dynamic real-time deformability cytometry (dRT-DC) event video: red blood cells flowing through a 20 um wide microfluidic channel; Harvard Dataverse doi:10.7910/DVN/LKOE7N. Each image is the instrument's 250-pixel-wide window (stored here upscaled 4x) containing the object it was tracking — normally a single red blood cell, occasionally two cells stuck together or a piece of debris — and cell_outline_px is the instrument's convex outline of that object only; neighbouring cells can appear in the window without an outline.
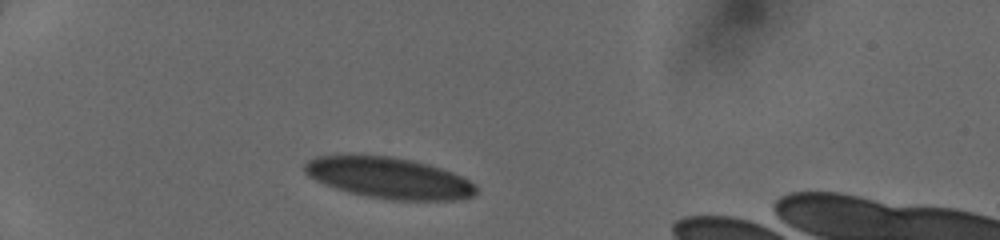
{"species": "human", "species_latin": "Homo sapiens", "temperature_condition": "cold", "stored_images_in_passage": 31, "camera_frame_rate_fps": 3000, "um_per_image_px": 0.085, "donor": {"sex": "female"}, "frame": {"image": 1, "passage_image": 1, "time_ms": 0.0, "image_size_px": [1000, 240], "cell_outline_px": [[476, 192], [472, 196], [460, 200], [392, 200], [368, 196], [348, 192], [336, 188], [316, 180], [308, 176], [304, 172], [304, 164], [308, 160], [316, 156], [392, 156], [412, 160], [428, 164], [452, 172], [476, 184]], "centroid_in_image_um": [33.08, 15.13], "position_along_channel_um": 51.9, "area_um2": 40.75}}
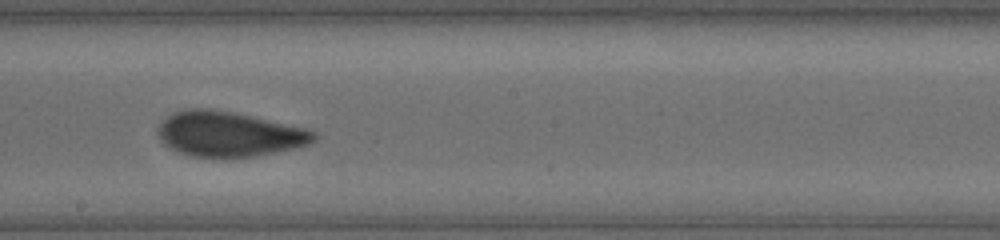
{"frame": {"image": 2, "passage_image": 16, "time_ms": 5.0, "image_size_px": [1000, 240], "cell_outline_px": [[316, 140], [308, 144], [296, 148], [256, 156], [192, 156], [180, 152], [164, 144], [160, 140], [156, 132], [156, 128], [172, 112], [188, 108], [212, 108], [252, 116], [308, 128], [316, 132]], "centroid_in_image_um": [19.47, 11.37], "position_along_channel_um": 228.7, "area_um2": 40.86}}
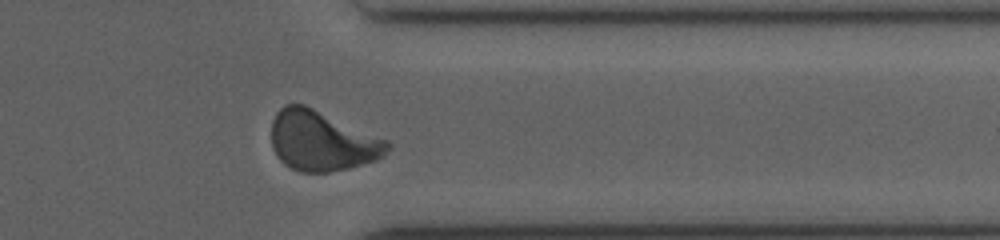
{"frame": {"image": 3, "passage_image": 27, "time_ms": 8.667, "image_size_px": [1000, 240], "cell_outline_px": [[392, 144], [384, 156], [376, 160], [348, 168], [328, 172], [300, 172], [284, 164], [276, 156], [272, 148], [272, 120], [276, 112], [284, 104], [304, 104], [388, 140]], "centroid_in_image_um": [27.36, 11.98], "position_along_channel_um": 384.0, "area_um2": 40.63}}